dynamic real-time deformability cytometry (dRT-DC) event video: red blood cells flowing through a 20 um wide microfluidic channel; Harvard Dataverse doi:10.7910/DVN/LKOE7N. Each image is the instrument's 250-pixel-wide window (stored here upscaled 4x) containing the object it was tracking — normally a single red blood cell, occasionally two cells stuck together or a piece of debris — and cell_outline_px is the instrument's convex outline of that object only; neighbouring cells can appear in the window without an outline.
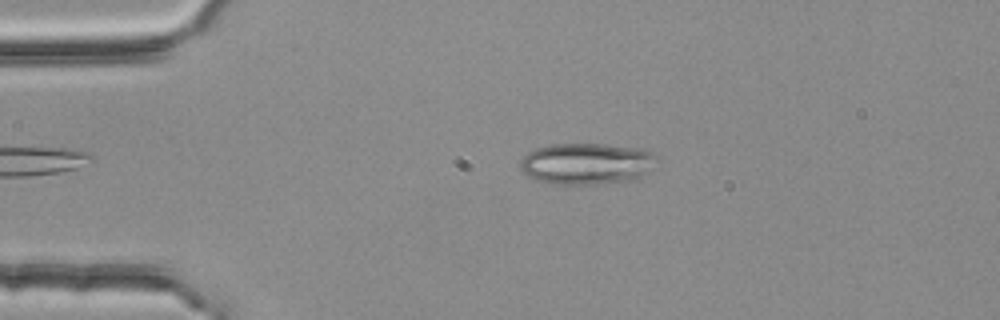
{"species": "common noctule bat (a hibernating species)", "species_latin": "Nyctalus noctula", "temperature_condition": "room temperature", "stored_images_in_passage": 5, "camera_frame_rate_fps": 3000, "um_per_image_px": 0.085, "animal": {"sex": "female", "body_mass_g": 25.1}, "frame": {"image": 1, "passage_image": 3, "time_ms": 0.667, "image_size_px": [1000, 320], "cell_outline_px": [[656, 168], [648, 172], [628, 180], [604, 184], [552, 184], [536, 180], [528, 176], [520, 168], [520, 160], [528, 152], [536, 148], [548, 144], [604, 144], [644, 148], [652, 152], [656, 156]], "centroid_in_image_um": [49.88, 13.9], "position_along_channel_um": 35.1, "area_um2": 33.29}}